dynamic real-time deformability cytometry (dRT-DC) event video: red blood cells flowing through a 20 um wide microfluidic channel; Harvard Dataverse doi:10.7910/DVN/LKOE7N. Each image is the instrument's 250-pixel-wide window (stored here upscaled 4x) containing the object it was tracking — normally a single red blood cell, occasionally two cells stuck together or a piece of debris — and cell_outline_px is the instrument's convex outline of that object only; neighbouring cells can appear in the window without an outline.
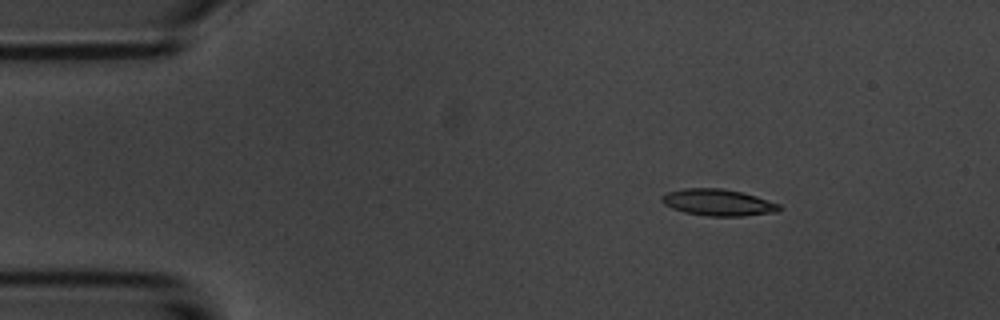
{"species": "common noctule bat (a hibernating species)", "species_latin": "Nyctalus noctula", "temperature_condition": "room temperature", "stored_images_in_passage": 4, "camera_frame_rate_fps": 3000, "um_per_image_px": 0.085, "animal": {"sex": "male", "body_mass_g": 20.1, "forearm_length_mm": 53.5}, "frame": {"image": 1, "passage_image": 2, "time_ms": 1.333, "image_size_px": [1000, 320], "cell_outline_px": [[784, 208], [776, 212], [744, 216], [708, 216], [684, 212], [672, 208], [664, 204], [660, 200], [660, 196], [668, 192], [684, 188], [724, 188], [756, 196], [780, 204]], "centroid_in_image_um": [61.04, 17.21], "position_along_channel_um": 24.0, "area_um2": 18.32}}